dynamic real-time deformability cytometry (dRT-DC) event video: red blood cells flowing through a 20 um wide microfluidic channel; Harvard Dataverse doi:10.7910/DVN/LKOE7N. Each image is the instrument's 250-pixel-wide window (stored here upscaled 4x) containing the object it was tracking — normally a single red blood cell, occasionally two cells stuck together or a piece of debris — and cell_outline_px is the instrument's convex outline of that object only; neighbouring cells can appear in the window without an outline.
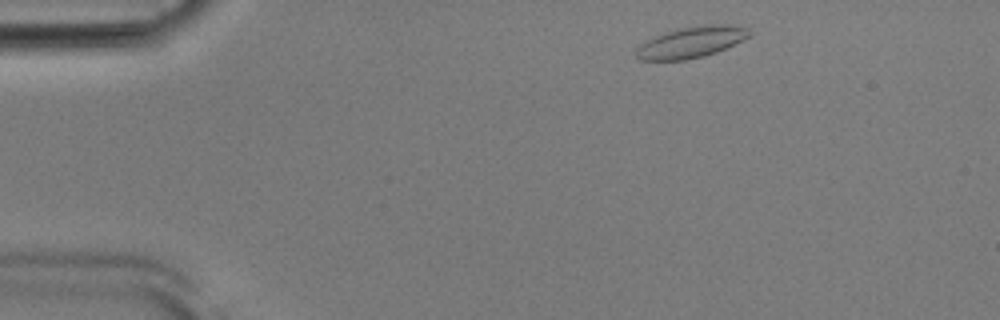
{"species": "Egyptian fruit bat (a non-hibernating species)", "species_latin": "Rousettus aegyptiacus", "temperature_condition": "room temperature", "stored_images_in_passage": 46, "camera_frame_rate_fps": 3000, "um_per_image_px": 0.085, "animal": {"sex": "male"}, "frame": {"image": 1, "passage_image": 1, "time_ms": 0.0, "image_size_px": [1000, 320], "cell_outline_px": [[748, 36], [716, 52], [704, 56], [684, 60], [640, 60], [636, 56], [636, 48], [644, 40], [664, 32], [680, 28], [708, 24], [732, 24], [748, 28]], "centroid_in_image_um": [58.68, 3.58], "position_along_channel_um": 26.3, "area_um2": 20.35}}
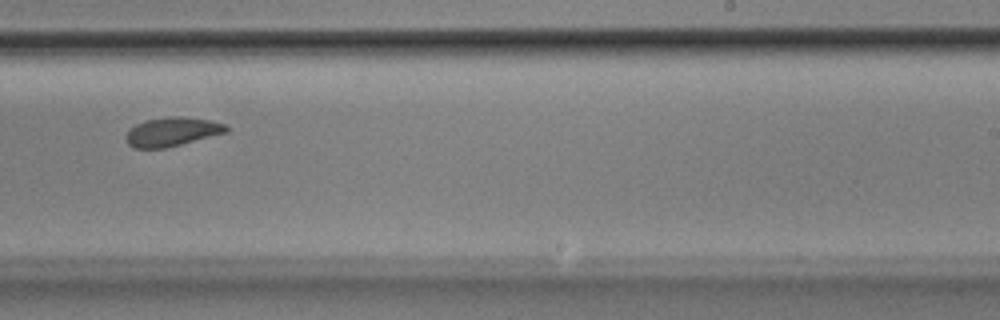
{"frame": {"image": 2, "passage_image": 26, "time_ms": 8.333, "image_size_px": [1000, 320], "cell_outline_px": [[228, 132], [164, 148], [132, 148], [128, 144], [128, 132], [136, 124], [148, 120], [168, 116], [184, 116], [208, 120], [224, 124], [228, 128]], "centroid_in_image_um": [14.65, 11.19], "position_along_channel_um": 274.4, "area_um2": 16.53}}
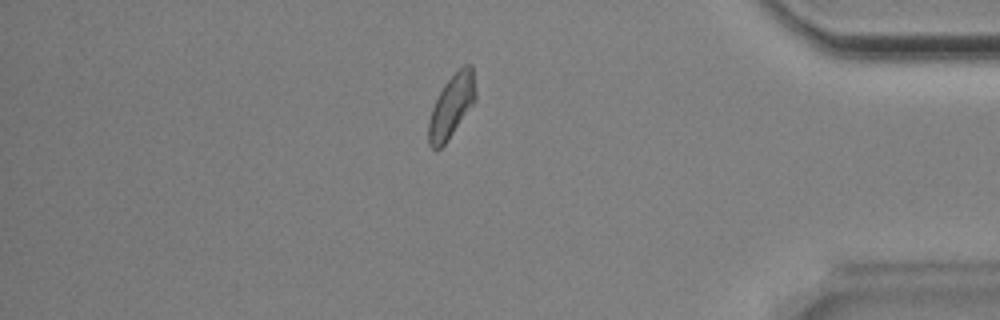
{"frame": {"image": 3, "passage_image": 38, "time_ms": 12.333, "image_size_px": [1000, 320], "cell_outline_px": [[476, 100], [444, 144], [440, 148], [432, 148], [428, 144], [428, 120], [432, 108], [444, 84], [464, 64], [472, 64], [476, 92]], "centroid_in_image_um": [38.38, 9.0], "position_along_channel_um": 396.8, "area_um2": 16.94}, "authors_computed_cell_mechanics": {"area_um2": 17.4556, "velocity_mm_per_s": 3.8217, "shape_relaxation_time_tau1_ms": null, "shape_relaxation_time_tau2_ms": 1.7029, "deformation_change_tau1": null, "deformation_change_tau2": 0.0693}}